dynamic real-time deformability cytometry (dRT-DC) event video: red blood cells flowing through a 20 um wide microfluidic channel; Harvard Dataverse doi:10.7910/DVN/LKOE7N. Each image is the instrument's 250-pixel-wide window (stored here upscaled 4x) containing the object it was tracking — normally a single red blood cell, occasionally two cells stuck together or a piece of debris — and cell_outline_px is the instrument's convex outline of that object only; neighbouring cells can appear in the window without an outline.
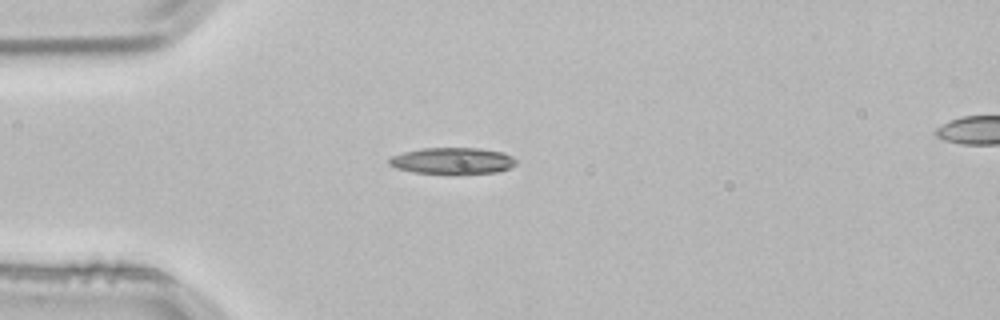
{"species": "common noctule bat (a hibernating species)", "species_latin": "Nyctalus noctula", "temperature_condition": "room temperature", "stored_images_in_passage": 3, "segment_of_instrument_passage": [1, 2], "camera_frame_rate_fps": 3000, "um_per_image_px": 0.085, "animal": {"sex": "male", "body_mass_g": 21.5, "forearm_length_mm": 52.0}, "frame": {"image": 1, "passage_image": 2, "time_ms": 0.333, "image_size_px": [1000, 320], "cell_outline_px": [[516, 164], [508, 168], [496, 172], [452, 176], [416, 172], [396, 168], [388, 164], [388, 160], [392, 156], [404, 152], [424, 148], [480, 148], [504, 152], [512, 156], [516, 160]], "centroid_in_image_um": [38.48, 13.7], "position_along_channel_um": 46.5, "area_um2": 20.11}}